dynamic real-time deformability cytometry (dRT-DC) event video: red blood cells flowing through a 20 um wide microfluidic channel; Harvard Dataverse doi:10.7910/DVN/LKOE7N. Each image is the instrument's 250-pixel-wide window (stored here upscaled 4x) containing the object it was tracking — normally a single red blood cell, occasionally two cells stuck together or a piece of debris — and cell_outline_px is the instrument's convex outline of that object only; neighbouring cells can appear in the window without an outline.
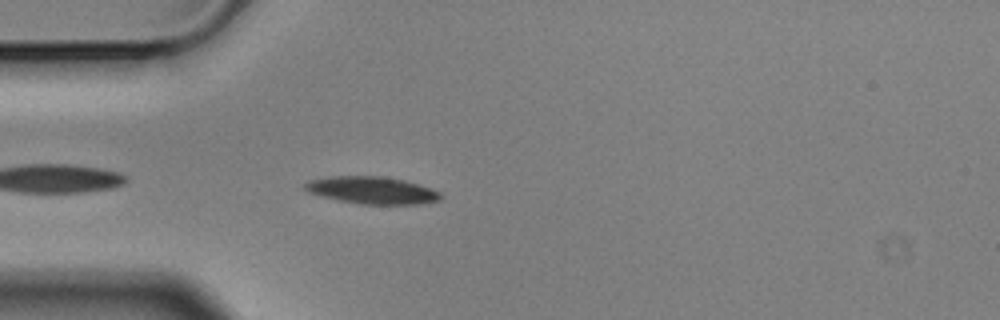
{"species": "Egyptian fruit bat (a non-hibernating species)", "species_latin": "Rousettus aegyptiacus", "temperature_condition": "cold", "stored_images_in_passage": 4, "camera_frame_rate_fps": 3000, "um_per_image_px": 0.085, "animal": {"sex": "male"}, "frame": {"image": 1, "passage_image": 4, "time_ms": 1.0, "image_size_px": [1000, 320], "cell_outline_px": [[444, 196], [440, 200], [424, 204], [360, 204], [340, 200], [308, 192], [304, 188], [304, 184], [308, 180], [332, 176], [384, 176], [404, 180], [432, 188], [440, 192]], "centroid_in_image_um": [31.68, 16.17], "position_along_channel_um": 53.3, "area_um2": 21.62}}